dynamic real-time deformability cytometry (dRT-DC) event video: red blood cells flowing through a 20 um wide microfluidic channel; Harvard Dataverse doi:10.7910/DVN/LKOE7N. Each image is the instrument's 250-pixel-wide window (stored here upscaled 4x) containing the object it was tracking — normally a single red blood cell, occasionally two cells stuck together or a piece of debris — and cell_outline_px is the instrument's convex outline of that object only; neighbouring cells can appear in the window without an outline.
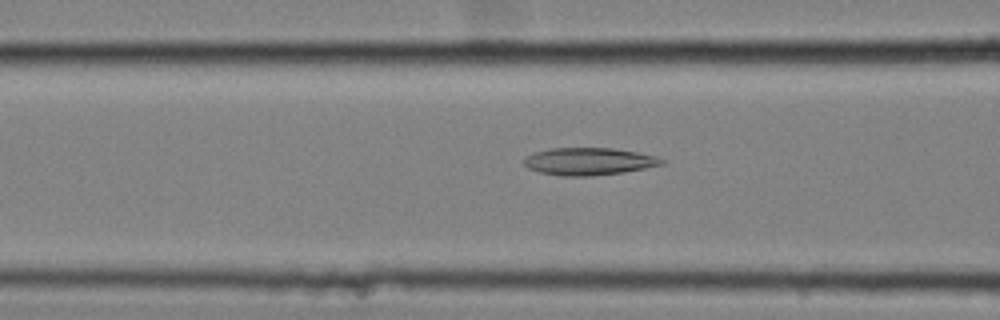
{"species": "common noctule bat (a hibernating species)", "species_latin": "Nyctalus noctula", "temperature_condition": "cold", "stored_images_in_passage": 41, "camera_frame_rate_fps": 3000, "um_per_image_px": 0.085, "animal": {"sex": "female", "body_mass_g": 25.1}, "frame": {"image": 1, "passage_image": 7, "time_ms": 2.0, "image_size_px": [1000, 320], "cell_outline_px": [[664, 164], [624, 172], [588, 176], [560, 176], [540, 172], [528, 168], [524, 164], [524, 156], [536, 152], [552, 148], [612, 148], [636, 152], [656, 156], [664, 160]], "centroid_in_image_um": [50.03, 13.72], "position_along_channel_um": 116.6, "area_um2": 21.85}}
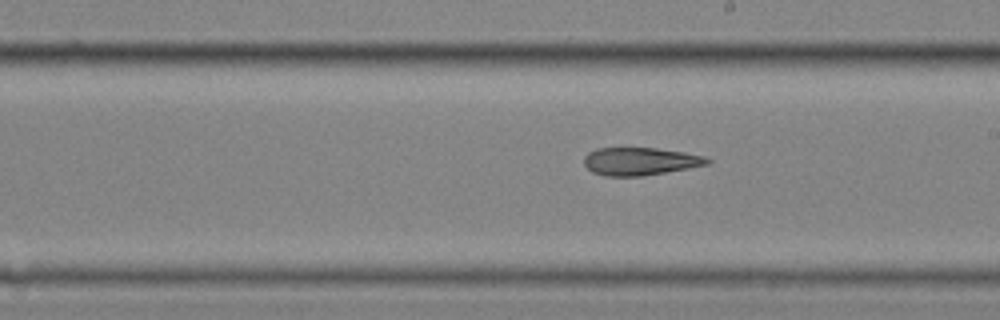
{"frame": {"image": 2, "passage_image": 17, "time_ms": 5.333, "image_size_px": [1000, 320], "cell_outline_px": [[712, 160], [708, 164], [688, 168], [640, 176], [604, 176], [592, 172], [584, 164], [584, 156], [588, 152], [596, 148], [656, 148], [684, 152], [704, 156]], "centroid_in_image_um": [54.38, 13.71], "position_along_channel_um": 234.6, "area_um2": 19.88}}
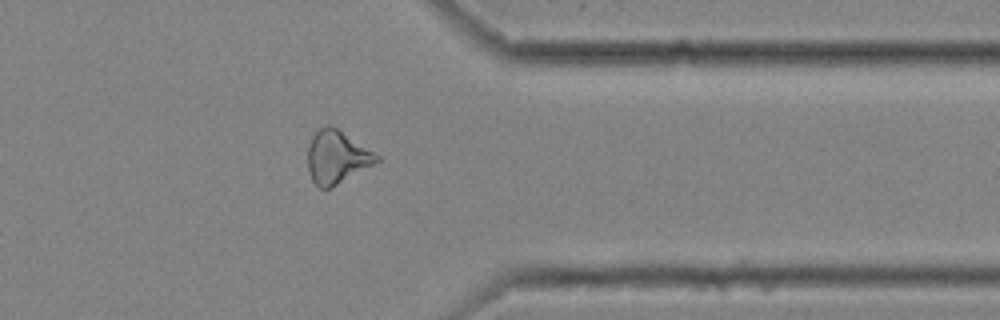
{"frame": {"image": 3, "passage_image": 30, "time_ms": 9.667, "image_size_px": [1000, 320], "cell_outline_px": [[380, 160], [332, 188], [320, 188], [312, 180], [308, 168], [308, 148], [312, 136], [324, 124], [328, 124], [336, 128], [380, 156]], "centroid_in_image_um": [28.61, 13.36], "position_along_channel_um": 382.8, "area_um2": 20.92}, "authors_computed_cell_mechanics": {"area_um2": 21.1548, "velocity_mm_per_s": 3.5453, "shape_relaxation_time_tau1_ms": null, "shape_relaxation_time_tau2_ms": 7.8044, "deformation_change_tau1": null, "deformation_change_tau2": 0.1884}}